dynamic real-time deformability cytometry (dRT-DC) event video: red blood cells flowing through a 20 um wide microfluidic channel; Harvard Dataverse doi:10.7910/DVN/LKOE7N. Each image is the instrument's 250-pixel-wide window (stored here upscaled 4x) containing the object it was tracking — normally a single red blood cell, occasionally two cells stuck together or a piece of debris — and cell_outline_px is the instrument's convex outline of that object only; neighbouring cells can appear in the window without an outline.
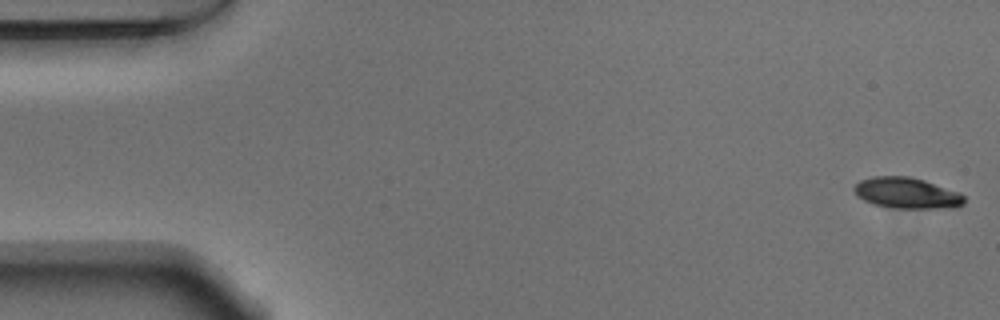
{"species": "Egyptian fruit bat (a non-hibernating species)", "species_latin": "Rousettus aegyptiacus", "temperature_condition": "warm", "stored_images_in_passage": 53, "camera_frame_rate_fps": 3000, "um_per_image_px": 0.085, "animal": {"sex": "male"}, "frame": {"image": 1, "passage_image": 1, "time_ms": 0.0, "image_size_px": [1000, 320], "cell_outline_px": [[964, 204], [956, 208], [900, 208], [872, 204], [856, 196], [852, 188], [860, 180], [872, 176], [908, 176], [924, 180], [960, 192], [964, 196]], "centroid_in_image_um": [77.07, 16.4], "position_along_channel_um": 7.9, "area_um2": 20.0}}
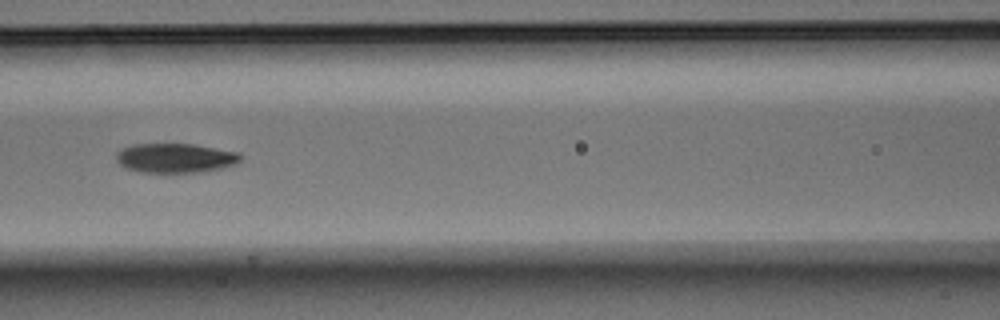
{"frame": {"image": 2, "passage_image": 23, "time_ms": 7.333, "image_size_px": [1000, 320], "cell_outline_px": [[244, 156], [236, 164], [204, 172], [140, 172], [124, 168], [116, 160], [116, 152], [132, 144], [196, 144], [240, 152]], "centroid_in_image_um": [14.94, 13.43], "position_along_channel_um": 151.7, "area_um2": 21.56}}
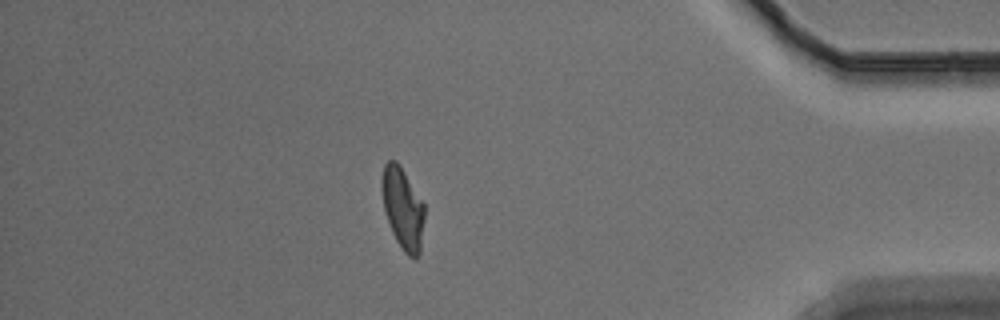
{"frame": {"image": 3, "passage_image": 46, "time_ms": 15.0, "image_size_px": [1000, 320], "cell_outline_px": [[424, 220], [420, 252], [416, 260], [408, 256], [404, 252], [396, 240], [392, 232], [384, 212], [380, 188], [380, 180], [384, 164], [388, 160], [396, 160], [400, 164], [424, 204]], "centroid_in_image_um": [34.21, 17.69], "position_along_channel_um": 401.0, "area_um2": 20.63}, "authors_computed_cell_mechanics": {"area_um2": 20.6924, "velocity_mm_per_s": 3.7817, "shape_relaxation_time_tau1_ms": 3.1538, "shape_relaxation_time_tau2_ms": 4.7551, "deformation_change_tau1": 0.1555, "deformation_change_tau2": 0.0989}}